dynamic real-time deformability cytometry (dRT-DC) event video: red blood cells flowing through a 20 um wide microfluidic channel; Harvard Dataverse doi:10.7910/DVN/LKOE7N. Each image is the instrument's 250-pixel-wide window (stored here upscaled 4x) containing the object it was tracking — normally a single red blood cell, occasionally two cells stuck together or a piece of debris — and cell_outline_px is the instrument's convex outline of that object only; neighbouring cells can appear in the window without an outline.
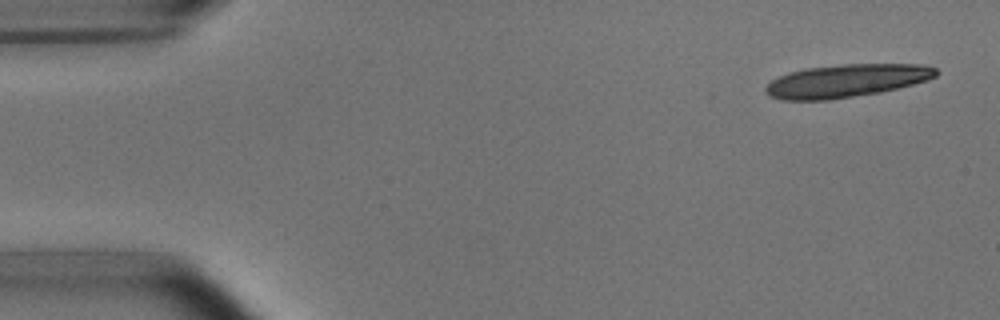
{"species": "common noctule bat (a hibernating species)", "species_latin": "Nyctalus noctula", "temperature_condition": "room temperature", "stored_images_in_passage": 6, "camera_frame_rate_fps": 3000, "um_per_image_px": 0.085, "animal": {"sex": "male", "body_mass_g": 15.6}, "frame": {"image": 1, "passage_image": 1, "time_ms": 0.0, "image_size_px": [1000, 320], "cell_outline_px": [[940, 72], [936, 76], [928, 80], [880, 92], [828, 100], [780, 100], [768, 96], [764, 92], [764, 88], [772, 80], [788, 72], [804, 68], [840, 64], [924, 64], [936, 68]], "centroid_in_image_um": [71.92, 6.86], "position_along_channel_um": 13.1, "area_um2": 32.95}}
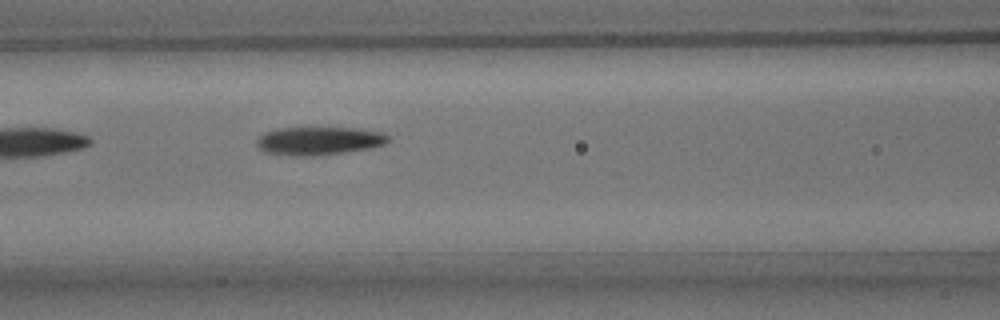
{"frame": {"image": 2, "passage_image": 6, "time_ms": 6.667, "image_size_px": [1000, 320], "cell_outline_px": [[388, 140], [384, 144], [368, 148], [340, 152], [308, 156], [292, 156], [264, 152], [256, 144], [256, 140], [264, 132], [276, 128], [360, 128], [384, 132], [388, 136]], "centroid_in_image_um": [27.07, 11.96], "position_along_channel_um": 139.5, "area_um2": 21.44}}